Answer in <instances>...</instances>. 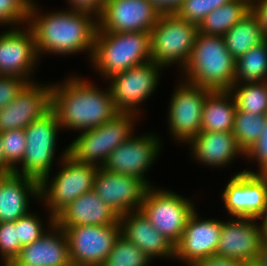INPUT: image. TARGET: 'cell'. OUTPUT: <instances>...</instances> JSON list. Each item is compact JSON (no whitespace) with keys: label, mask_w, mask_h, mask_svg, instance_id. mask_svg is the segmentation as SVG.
Wrapping results in <instances>:
<instances>
[{"label":"cell","mask_w":267,"mask_h":266,"mask_svg":"<svg viewBox=\"0 0 267 266\" xmlns=\"http://www.w3.org/2000/svg\"><path fill=\"white\" fill-rule=\"evenodd\" d=\"M47 221L48 231L34 243L21 248L12 262L15 266H72L65 232L53 216Z\"/></svg>","instance_id":"obj_21"},{"label":"cell","mask_w":267,"mask_h":266,"mask_svg":"<svg viewBox=\"0 0 267 266\" xmlns=\"http://www.w3.org/2000/svg\"><path fill=\"white\" fill-rule=\"evenodd\" d=\"M6 164L14 171L22 161L26 148L24 129L9 130L1 133Z\"/></svg>","instance_id":"obj_33"},{"label":"cell","mask_w":267,"mask_h":266,"mask_svg":"<svg viewBox=\"0 0 267 266\" xmlns=\"http://www.w3.org/2000/svg\"><path fill=\"white\" fill-rule=\"evenodd\" d=\"M33 31L37 55H68L94 52L98 17L89 12L61 10L42 14L32 3L27 24ZM40 54V55H39Z\"/></svg>","instance_id":"obj_1"},{"label":"cell","mask_w":267,"mask_h":266,"mask_svg":"<svg viewBox=\"0 0 267 266\" xmlns=\"http://www.w3.org/2000/svg\"><path fill=\"white\" fill-rule=\"evenodd\" d=\"M163 68L149 61L108 78L109 89L117 111L134 113L141 118L140 103L145 102L154 93Z\"/></svg>","instance_id":"obj_11"},{"label":"cell","mask_w":267,"mask_h":266,"mask_svg":"<svg viewBox=\"0 0 267 266\" xmlns=\"http://www.w3.org/2000/svg\"><path fill=\"white\" fill-rule=\"evenodd\" d=\"M1 187H2V174H0V194H1Z\"/></svg>","instance_id":"obj_48"},{"label":"cell","mask_w":267,"mask_h":266,"mask_svg":"<svg viewBox=\"0 0 267 266\" xmlns=\"http://www.w3.org/2000/svg\"><path fill=\"white\" fill-rule=\"evenodd\" d=\"M223 38L229 53L235 60L267 39L252 10L228 30Z\"/></svg>","instance_id":"obj_27"},{"label":"cell","mask_w":267,"mask_h":266,"mask_svg":"<svg viewBox=\"0 0 267 266\" xmlns=\"http://www.w3.org/2000/svg\"><path fill=\"white\" fill-rule=\"evenodd\" d=\"M188 145L194 160L213 168H226L238 155L245 157L232 132L201 131Z\"/></svg>","instance_id":"obj_23"},{"label":"cell","mask_w":267,"mask_h":266,"mask_svg":"<svg viewBox=\"0 0 267 266\" xmlns=\"http://www.w3.org/2000/svg\"><path fill=\"white\" fill-rule=\"evenodd\" d=\"M266 119L267 115H253L236 110L231 132L244 153L259 139L264 130Z\"/></svg>","instance_id":"obj_31"},{"label":"cell","mask_w":267,"mask_h":266,"mask_svg":"<svg viewBox=\"0 0 267 266\" xmlns=\"http://www.w3.org/2000/svg\"><path fill=\"white\" fill-rule=\"evenodd\" d=\"M221 195L228 215L259 221L267 205V174L242 170L229 180Z\"/></svg>","instance_id":"obj_14"},{"label":"cell","mask_w":267,"mask_h":266,"mask_svg":"<svg viewBox=\"0 0 267 266\" xmlns=\"http://www.w3.org/2000/svg\"><path fill=\"white\" fill-rule=\"evenodd\" d=\"M236 60L223 36L198 33L190 58L181 71L183 80L211 91H229L234 84Z\"/></svg>","instance_id":"obj_3"},{"label":"cell","mask_w":267,"mask_h":266,"mask_svg":"<svg viewBox=\"0 0 267 266\" xmlns=\"http://www.w3.org/2000/svg\"><path fill=\"white\" fill-rule=\"evenodd\" d=\"M150 262L138 246L119 235L101 266H149Z\"/></svg>","instance_id":"obj_32"},{"label":"cell","mask_w":267,"mask_h":266,"mask_svg":"<svg viewBox=\"0 0 267 266\" xmlns=\"http://www.w3.org/2000/svg\"><path fill=\"white\" fill-rule=\"evenodd\" d=\"M196 210L190 215L182 237L175 246V258L188 266L216 255L222 228L221 220L201 219Z\"/></svg>","instance_id":"obj_20"},{"label":"cell","mask_w":267,"mask_h":266,"mask_svg":"<svg viewBox=\"0 0 267 266\" xmlns=\"http://www.w3.org/2000/svg\"><path fill=\"white\" fill-rule=\"evenodd\" d=\"M251 11V0H232L210 12L198 26L199 33L223 36Z\"/></svg>","instance_id":"obj_28"},{"label":"cell","mask_w":267,"mask_h":266,"mask_svg":"<svg viewBox=\"0 0 267 266\" xmlns=\"http://www.w3.org/2000/svg\"><path fill=\"white\" fill-rule=\"evenodd\" d=\"M21 28L12 27L0 34V75L17 76L34 82L31 75L39 62L35 38L28 25Z\"/></svg>","instance_id":"obj_16"},{"label":"cell","mask_w":267,"mask_h":266,"mask_svg":"<svg viewBox=\"0 0 267 266\" xmlns=\"http://www.w3.org/2000/svg\"><path fill=\"white\" fill-rule=\"evenodd\" d=\"M59 157L58 164H61V170L55 174L53 179L52 177L51 180L44 178L39 183V200L40 202L42 200L44 202L42 204L48 209V216L54 218L73 200L93 190L99 168L92 164L75 161L68 155V147Z\"/></svg>","instance_id":"obj_5"},{"label":"cell","mask_w":267,"mask_h":266,"mask_svg":"<svg viewBox=\"0 0 267 266\" xmlns=\"http://www.w3.org/2000/svg\"><path fill=\"white\" fill-rule=\"evenodd\" d=\"M198 33L196 24L175 13L161 14L150 32L151 61L165 68L178 64L180 71L183 70Z\"/></svg>","instance_id":"obj_7"},{"label":"cell","mask_w":267,"mask_h":266,"mask_svg":"<svg viewBox=\"0 0 267 266\" xmlns=\"http://www.w3.org/2000/svg\"><path fill=\"white\" fill-rule=\"evenodd\" d=\"M134 113L119 112L99 127L81 131L68 145V155L77 162L101 168L109 154L134 134Z\"/></svg>","instance_id":"obj_6"},{"label":"cell","mask_w":267,"mask_h":266,"mask_svg":"<svg viewBox=\"0 0 267 266\" xmlns=\"http://www.w3.org/2000/svg\"><path fill=\"white\" fill-rule=\"evenodd\" d=\"M251 10L257 16L263 34L267 38V0H251Z\"/></svg>","instance_id":"obj_42"},{"label":"cell","mask_w":267,"mask_h":266,"mask_svg":"<svg viewBox=\"0 0 267 266\" xmlns=\"http://www.w3.org/2000/svg\"><path fill=\"white\" fill-rule=\"evenodd\" d=\"M0 222H14L28 214L30 198H40L39 182L16 173L2 174Z\"/></svg>","instance_id":"obj_24"},{"label":"cell","mask_w":267,"mask_h":266,"mask_svg":"<svg viewBox=\"0 0 267 266\" xmlns=\"http://www.w3.org/2000/svg\"><path fill=\"white\" fill-rule=\"evenodd\" d=\"M30 0H0V25L10 28L28 24Z\"/></svg>","instance_id":"obj_34"},{"label":"cell","mask_w":267,"mask_h":266,"mask_svg":"<svg viewBox=\"0 0 267 266\" xmlns=\"http://www.w3.org/2000/svg\"><path fill=\"white\" fill-rule=\"evenodd\" d=\"M149 61L150 32H96L90 62L104 80Z\"/></svg>","instance_id":"obj_4"},{"label":"cell","mask_w":267,"mask_h":266,"mask_svg":"<svg viewBox=\"0 0 267 266\" xmlns=\"http://www.w3.org/2000/svg\"><path fill=\"white\" fill-rule=\"evenodd\" d=\"M160 16L147 0H106L97 32H151Z\"/></svg>","instance_id":"obj_15"},{"label":"cell","mask_w":267,"mask_h":266,"mask_svg":"<svg viewBox=\"0 0 267 266\" xmlns=\"http://www.w3.org/2000/svg\"><path fill=\"white\" fill-rule=\"evenodd\" d=\"M232 0H209V13Z\"/></svg>","instance_id":"obj_46"},{"label":"cell","mask_w":267,"mask_h":266,"mask_svg":"<svg viewBox=\"0 0 267 266\" xmlns=\"http://www.w3.org/2000/svg\"><path fill=\"white\" fill-rule=\"evenodd\" d=\"M70 10L83 11L99 17L103 11L106 0H67Z\"/></svg>","instance_id":"obj_40"},{"label":"cell","mask_w":267,"mask_h":266,"mask_svg":"<svg viewBox=\"0 0 267 266\" xmlns=\"http://www.w3.org/2000/svg\"><path fill=\"white\" fill-rule=\"evenodd\" d=\"M256 263L260 266H267V235H264L261 250Z\"/></svg>","instance_id":"obj_44"},{"label":"cell","mask_w":267,"mask_h":266,"mask_svg":"<svg viewBox=\"0 0 267 266\" xmlns=\"http://www.w3.org/2000/svg\"><path fill=\"white\" fill-rule=\"evenodd\" d=\"M236 110L230 91H211L203 106L201 131L231 132Z\"/></svg>","instance_id":"obj_26"},{"label":"cell","mask_w":267,"mask_h":266,"mask_svg":"<svg viewBox=\"0 0 267 266\" xmlns=\"http://www.w3.org/2000/svg\"><path fill=\"white\" fill-rule=\"evenodd\" d=\"M267 81V39L236 59L234 84Z\"/></svg>","instance_id":"obj_29"},{"label":"cell","mask_w":267,"mask_h":266,"mask_svg":"<svg viewBox=\"0 0 267 266\" xmlns=\"http://www.w3.org/2000/svg\"><path fill=\"white\" fill-rule=\"evenodd\" d=\"M175 14L197 26L209 14V0H184Z\"/></svg>","instance_id":"obj_37"},{"label":"cell","mask_w":267,"mask_h":266,"mask_svg":"<svg viewBox=\"0 0 267 266\" xmlns=\"http://www.w3.org/2000/svg\"><path fill=\"white\" fill-rule=\"evenodd\" d=\"M176 88L168 107V130L172 139L189 144L201 132L203 106L211 90L184 80Z\"/></svg>","instance_id":"obj_10"},{"label":"cell","mask_w":267,"mask_h":266,"mask_svg":"<svg viewBox=\"0 0 267 266\" xmlns=\"http://www.w3.org/2000/svg\"><path fill=\"white\" fill-rule=\"evenodd\" d=\"M154 5L161 14L175 13L184 0H147Z\"/></svg>","instance_id":"obj_43"},{"label":"cell","mask_w":267,"mask_h":266,"mask_svg":"<svg viewBox=\"0 0 267 266\" xmlns=\"http://www.w3.org/2000/svg\"><path fill=\"white\" fill-rule=\"evenodd\" d=\"M249 266H260V265H258L256 262H254V263L250 264Z\"/></svg>","instance_id":"obj_50"},{"label":"cell","mask_w":267,"mask_h":266,"mask_svg":"<svg viewBox=\"0 0 267 266\" xmlns=\"http://www.w3.org/2000/svg\"><path fill=\"white\" fill-rule=\"evenodd\" d=\"M52 108V85L28 82L17 97L0 110V133L25 129Z\"/></svg>","instance_id":"obj_18"},{"label":"cell","mask_w":267,"mask_h":266,"mask_svg":"<svg viewBox=\"0 0 267 266\" xmlns=\"http://www.w3.org/2000/svg\"><path fill=\"white\" fill-rule=\"evenodd\" d=\"M8 173H13V170L5 162L1 133H0V174H8Z\"/></svg>","instance_id":"obj_45"},{"label":"cell","mask_w":267,"mask_h":266,"mask_svg":"<svg viewBox=\"0 0 267 266\" xmlns=\"http://www.w3.org/2000/svg\"><path fill=\"white\" fill-rule=\"evenodd\" d=\"M249 263L229 259L217 255H211L206 259L198 261L194 266H249Z\"/></svg>","instance_id":"obj_41"},{"label":"cell","mask_w":267,"mask_h":266,"mask_svg":"<svg viewBox=\"0 0 267 266\" xmlns=\"http://www.w3.org/2000/svg\"><path fill=\"white\" fill-rule=\"evenodd\" d=\"M245 158L252 161L253 159L256 160L257 167L259 168L257 169V172L248 169L243 170L244 172L250 174H267V119L264 130L261 133L259 139L247 152H245Z\"/></svg>","instance_id":"obj_38"},{"label":"cell","mask_w":267,"mask_h":266,"mask_svg":"<svg viewBox=\"0 0 267 266\" xmlns=\"http://www.w3.org/2000/svg\"><path fill=\"white\" fill-rule=\"evenodd\" d=\"M119 215L92 190L73 200L55 217L59 227L115 225Z\"/></svg>","instance_id":"obj_25"},{"label":"cell","mask_w":267,"mask_h":266,"mask_svg":"<svg viewBox=\"0 0 267 266\" xmlns=\"http://www.w3.org/2000/svg\"><path fill=\"white\" fill-rule=\"evenodd\" d=\"M257 220L231 217L230 220L222 221L216 255L249 264L256 262L264 238Z\"/></svg>","instance_id":"obj_17"},{"label":"cell","mask_w":267,"mask_h":266,"mask_svg":"<svg viewBox=\"0 0 267 266\" xmlns=\"http://www.w3.org/2000/svg\"><path fill=\"white\" fill-rule=\"evenodd\" d=\"M2 266H15L13 263L3 264Z\"/></svg>","instance_id":"obj_49"},{"label":"cell","mask_w":267,"mask_h":266,"mask_svg":"<svg viewBox=\"0 0 267 266\" xmlns=\"http://www.w3.org/2000/svg\"><path fill=\"white\" fill-rule=\"evenodd\" d=\"M21 248L18 240L17 220L0 222V255L3 264L12 263L20 254Z\"/></svg>","instance_id":"obj_35"},{"label":"cell","mask_w":267,"mask_h":266,"mask_svg":"<svg viewBox=\"0 0 267 266\" xmlns=\"http://www.w3.org/2000/svg\"><path fill=\"white\" fill-rule=\"evenodd\" d=\"M161 149V139L156 134H133L109 154L102 168L116 174L140 178L148 186H153L145 176L156 157L160 155Z\"/></svg>","instance_id":"obj_13"},{"label":"cell","mask_w":267,"mask_h":266,"mask_svg":"<svg viewBox=\"0 0 267 266\" xmlns=\"http://www.w3.org/2000/svg\"><path fill=\"white\" fill-rule=\"evenodd\" d=\"M259 220L261 221L260 225H261L264 235H267V205L265 207L264 213L259 218Z\"/></svg>","instance_id":"obj_47"},{"label":"cell","mask_w":267,"mask_h":266,"mask_svg":"<svg viewBox=\"0 0 267 266\" xmlns=\"http://www.w3.org/2000/svg\"><path fill=\"white\" fill-rule=\"evenodd\" d=\"M229 91L238 111L267 115V81L233 84Z\"/></svg>","instance_id":"obj_30"},{"label":"cell","mask_w":267,"mask_h":266,"mask_svg":"<svg viewBox=\"0 0 267 266\" xmlns=\"http://www.w3.org/2000/svg\"><path fill=\"white\" fill-rule=\"evenodd\" d=\"M65 232L72 266H101L120 235L115 225L60 227Z\"/></svg>","instance_id":"obj_12"},{"label":"cell","mask_w":267,"mask_h":266,"mask_svg":"<svg viewBox=\"0 0 267 266\" xmlns=\"http://www.w3.org/2000/svg\"><path fill=\"white\" fill-rule=\"evenodd\" d=\"M77 76V77H76ZM61 84L52 83V110L62 129L85 131L99 127L119 112L111 91L102 90L78 75Z\"/></svg>","instance_id":"obj_2"},{"label":"cell","mask_w":267,"mask_h":266,"mask_svg":"<svg viewBox=\"0 0 267 266\" xmlns=\"http://www.w3.org/2000/svg\"><path fill=\"white\" fill-rule=\"evenodd\" d=\"M27 83L24 78L0 75V110L11 103Z\"/></svg>","instance_id":"obj_39"},{"label":"cell","mask_w":267,"mask_h":266,"mask_svg":"<svg viewBox=\"0 0 267 266\" xmlns=\"http://www.w3.org/2000/svg\"><path fill=\"white\" fill-rule=\"evenodd\" d=\"M59 130L61 127L52 109L25 128V153L13 173L33 178L39 183L44 178H50Z\"/></svg>","instance_id":"obj_8"},{"label":"cell","mask_w":267,"mask_h":266,"mask_svg":"<svg viewBox=\"0 0 267 266\" xmlns=\"http://www.w3.org/2000/svg\"><path fill=\"white\" fill-rule=\"evenodd\" d=\"M120 235L138 246L150 260L175 258V246L159 233L141 211L119 216Z\"/></svg>","instance_id":"obj_22"},{"label":"cell","mask_w":267,"mask_h":266,"mask_svg":"<svg viewBox=\"0 0 267 266\" xmlns=\"http://www.w3.org/2000/svg\"><path fill=\"white\" fill-rule=\"evenodd\" d=\"M148 185L140 178L98 168L93 191L119 216L140 211Z\"/></svg>","instance_id":"obj_19"},{"label":"cell","mask_w":267,"mask_h":266,"mask_svg":"<svg viewBox=\"0 0 267 266\" xmlns=\"http://www.w3.org/2000/svg\"><path fill=\"white\" fill-rule=\"evenodd\" d=\"M42 222L39 215L31 211L17 220L18 240L22 247L34 243L48 231Z\"/></svg>","instance_id":"obj_36"},{"label":"cell","mask_w":267,"mask_h":266,"mask_svg":"<svg viewBox=\"0 0 267 266\" xmlns=\"http://www.w3.org/2000/svg\"><path fill=\"white\" fill-rule=\"evenodd\" d=\"M140 211L159 233L176 246L190 215L195 211V204L172 190L149 186Z\"/></svg>","instance_id":"obj_9"}]
</instances>
